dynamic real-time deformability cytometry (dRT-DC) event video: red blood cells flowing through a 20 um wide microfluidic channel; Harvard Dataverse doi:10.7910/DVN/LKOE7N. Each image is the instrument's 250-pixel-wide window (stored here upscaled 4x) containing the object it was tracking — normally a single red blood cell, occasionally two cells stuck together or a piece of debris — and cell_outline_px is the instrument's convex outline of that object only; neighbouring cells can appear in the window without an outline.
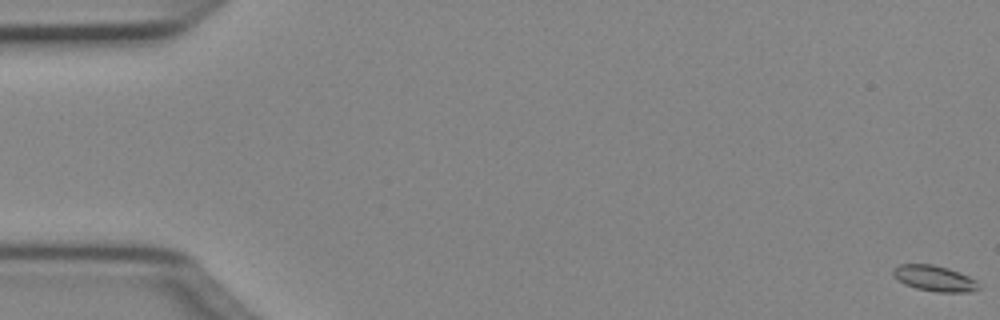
{"species": "Egyptian fruit bat (a non-hibernating species)", "species_latin": "Rousettus aegyptiacus", "temperature_condition": "cold", "stored_images_in_passage": 52, "camera_frame_rate_fps": 3000, "um_per_image_px": 0.085, "animal": {"sex": "female"}, "frame": {"image": 1, "passage_image": 1, "time_ms": 0.0, "image_size_px": [1000, 320], "cell_outline_px": [[980, 288], [968, 292], [936, 292], [916, 288], [904, 284], [892, 276], [892, 268], [900, 264], [932, 264], [948, 268], [960, 272], [976, 280], [980, 284]], "centroid_in_image_um": [79.41, 23.65], "position_along_channel_um": 5.6, "area_um2": 13.01}}
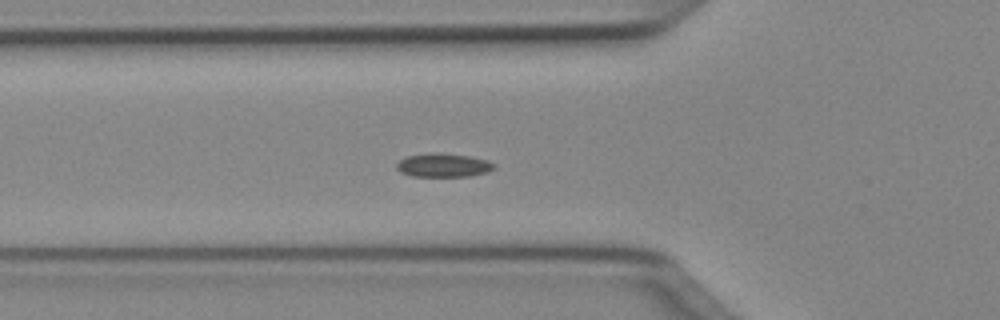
{"frame": {"image": 2, "passage_image": 19, "time_ms": 6.0, "image_size_px": [1000, 320], "cell_outline_px": [[496, 168], [488, 172], [468, 176], [412, 176], [400, 172], [396, 168], [396, 164], [404, 156], [432, 152], [468, 156], [488, 160], [496, 164]], "centroid_in_image_um": [37.68, 14.04], "position_along_channel_um": 88.1, "area_um2": 13.53}}
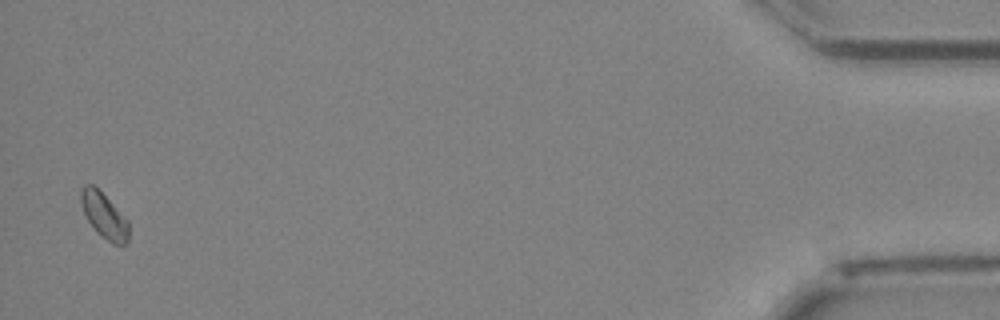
{"frame": {"image": 3, "passage_image": 51, "time_ms": 16.667, "image_size_px": [1000, 320], "cell_outline_px": [[128, 240], [124, 244], [112, 244], [100, 236], [96, 232], [88, 220], [84, 212], [80, 200], [80, 188], [84, 184], [92, 184], [128, 220]], "centroid_in_image_um": [8.82, 18.34], "position_along_channel_um": 426.4, "area_um2": 12.43}, "authors_computed_cell_mechanics": {"area_um2": 12.8316, "velocity_mm_per_s": 3.9987, "shape_relaxation_time_tau1_ms": 4.0249, "shape_relaxation_time_tau2_ms": 8.0087, "deformation_change_tau1": 0.0641, "deformation_change_tau2": 0.1173}}